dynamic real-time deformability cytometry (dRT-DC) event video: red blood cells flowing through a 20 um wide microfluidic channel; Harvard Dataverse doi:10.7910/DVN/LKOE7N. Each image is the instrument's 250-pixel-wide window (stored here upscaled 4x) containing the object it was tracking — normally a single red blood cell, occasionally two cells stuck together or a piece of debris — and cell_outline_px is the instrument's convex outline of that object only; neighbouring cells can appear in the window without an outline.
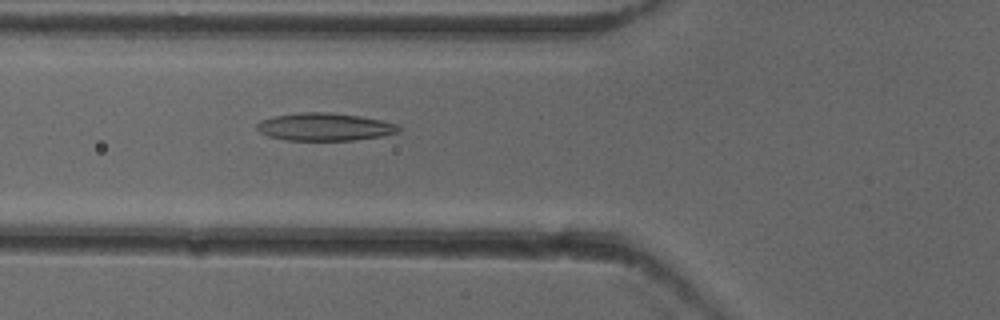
{"species": "common noctule bat (a hibernating species)", "species_latin": "Nyctalus noctula", "temperature_condition": "cold", "stored_images_in_passage": 52, "camera_frame_rate_fps": 3000, "um_per_image_px": 0.085, "animal": {"sex": "female"}, "frame": {"image": 1, "passage_image": 19, "time_ms": 6.0, "image_size_px": [1000, 320], "cell_outline_px": [[404, 128], [400, 132], [380, 136], [352, 140], [288, 140], [268, 136], [260, 132], [256, 128], [256, 124], [260, 120], [272, 116], [300, 112], [328, 112], [360, 116], [380, 120], [396, 124]], "centroid_in_image_um": [27.59, 10.77], "position_along_channel_um": 98.2, "area_um2": 22.95}}
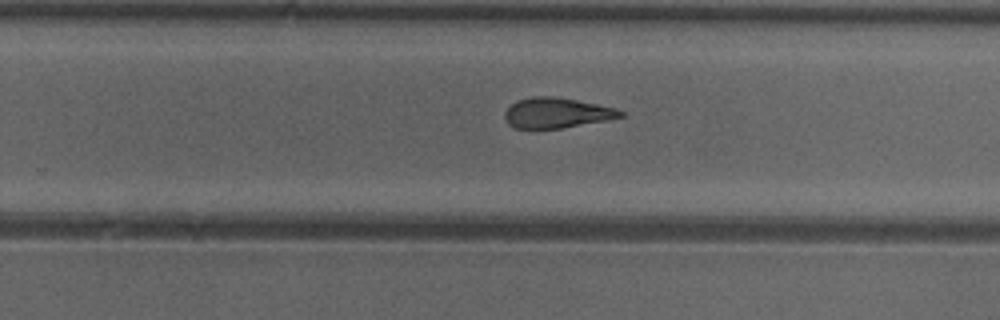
{"frame": {"image": 2, "passage_image": 33, "time_ms": 10.667, "image_size_px": [1000, 320], "cell_outline_px": [[624, 116], [608, 120], [560, 128], [516, 128], [508, 124], [504, 116], [504, 112], [516, 100], [532, 96], [552, 96], [576, 100], [616, 108], [624, 112]], "centroid_in_image_um": [47.31, 9.59], "position_along_channel_um": 282.5, "area_um2": 20.29}}
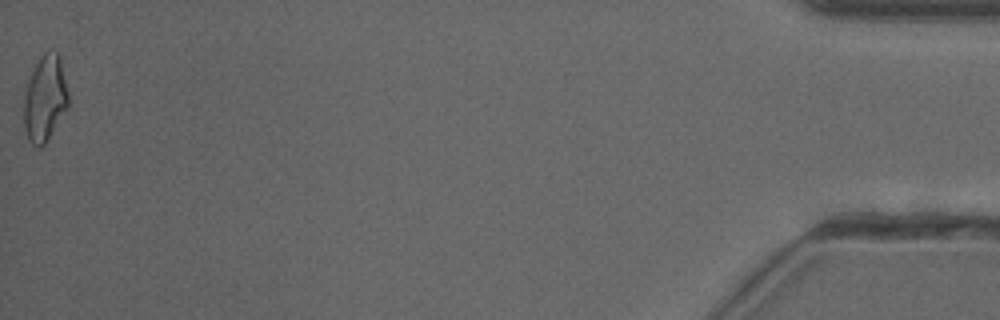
{"frame": {"image": 3, "passage_image": 52, "time_ms": 17.0, "image_size_px": [1000, 320], "cell_outline_px": [[68, 104], [44, 144], [40, 148], [32, 144], [28, 140], [24, 128], [24, 96], [28, 80], [40, 56], [48, 48], [56, 48], [60, 56], [68, 92]], "centroid_in_image_um": [3.81, 8.29], "position_along_channel_um": 431.4, "area_um2": 22.14}, "authors_computed_cell_mechanics": {"area_um2": 21.8195, "velocity_mm_per_s": 3.9339, "shape_relaxation_time_tau1_ms": 6.1885, "shape_relaxation_time_tau2_ms": 2.9146, "deformation_change_tau1": 0.2041, "deformation_change_tau2": 0.1292}}